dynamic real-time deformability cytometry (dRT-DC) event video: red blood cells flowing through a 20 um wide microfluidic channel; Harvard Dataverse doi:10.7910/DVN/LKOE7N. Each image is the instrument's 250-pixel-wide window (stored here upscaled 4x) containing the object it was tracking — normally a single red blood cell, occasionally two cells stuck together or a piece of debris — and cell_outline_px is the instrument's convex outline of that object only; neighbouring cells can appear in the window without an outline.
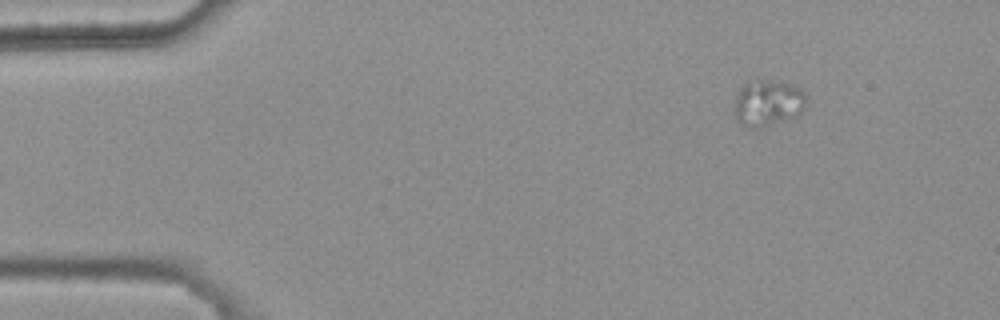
{"species": "common noctule bat (a hibernating species)", "species_latin": "Nyctalus noctula", "temperature_condition": "warm", "stored_images_in_passage": 4, "camera_frame_rate_fps": 3000, "um_per_image_px": 0.085, "animal": {"sex": "female", "body_mass_g": 25.1}, "frame": {"image": 1, "passage_image": 4, "time_ms": 1.0, "image_size_px": [1000, 320], "cell_outline_px": [[808, 104], [796, 116], [760, 128], [744, 128], [736, 120], [732, 108], [736, 96], [740, 88], [748, 80], [764, 80], [788, 84], [800, 88], [804, 92]], "centroid_in_image_um": [65.21, 8.78], "position_along_channel_um": 19.8, "area_um2": 19.71}}